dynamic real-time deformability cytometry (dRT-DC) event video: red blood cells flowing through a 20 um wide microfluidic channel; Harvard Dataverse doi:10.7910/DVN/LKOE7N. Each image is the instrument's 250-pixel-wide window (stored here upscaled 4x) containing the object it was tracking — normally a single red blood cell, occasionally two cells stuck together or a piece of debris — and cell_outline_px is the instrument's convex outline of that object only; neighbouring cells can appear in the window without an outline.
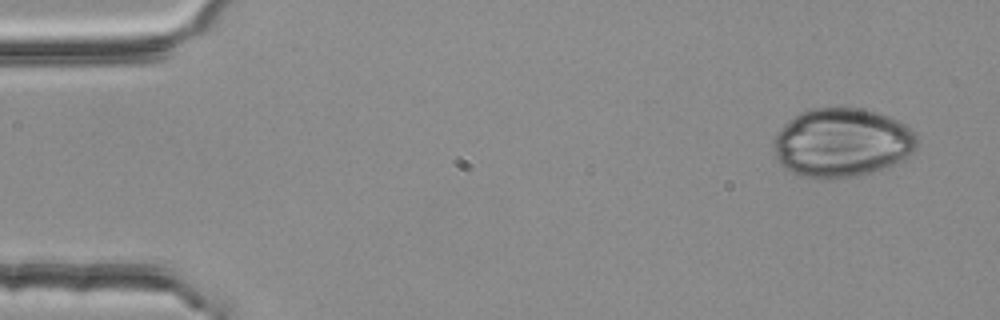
{"species": "common noctule bat (a hibernating species)", "species_latin": "Nyctalus noctula", "temperature_condition": "room temperature", "stored_images_in_passage": 4, "camera_frame_rate_fps": 3000, "um_per_image_px": 0.085, "animal": {"sex": "female", "body_mass_g": 25.1}, "frame": {"image": 1, "passage_image": 1, "time_ms": 0.0, "image_size_px": [1000, 320], "cell_outline_px": [[916, 148], [912, 152], [880, 168], [868, 172], [852, 176], [800, 176], [784, 168], [780, 164], [776, 156], [776, 136], [784, 124], [800, 112], [812, 108], [860, 108], [876, 112], [888, 116], [904, 124], [916, 136]], "centroid_in_image_um": [71.53, 12.08], "position_along_channel_um": 13.5, "area_um2": 55.72}}